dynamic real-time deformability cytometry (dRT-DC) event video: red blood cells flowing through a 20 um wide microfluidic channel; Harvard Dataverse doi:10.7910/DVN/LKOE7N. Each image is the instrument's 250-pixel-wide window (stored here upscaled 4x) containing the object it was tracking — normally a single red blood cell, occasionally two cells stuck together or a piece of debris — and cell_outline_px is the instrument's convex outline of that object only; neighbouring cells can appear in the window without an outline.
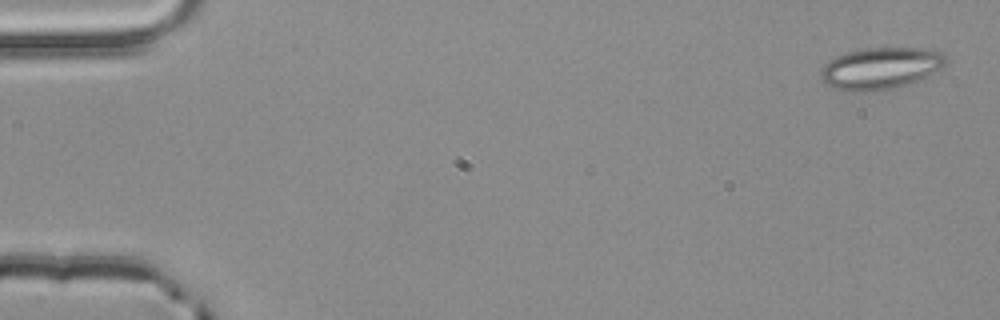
{"species": "common noctule bat (a hibernating species)", "species_latin": "Nyctalus noctula", "temperature_condition": "room temperature", "stored_images_in_passage": 3, "camera_frame_rate_fps": 3000, "um_per_image_px": 0.085, "animal": {"sex": "male", "body_mass_g": 20.4}, "frame": {"image": 1, "passage_image": 1, "time_ms": 0.0, "image_size_px": [1000, 320], "cell_outline_px": [[944, 64], [940, 68], [924, 80], [892, 88], [868, 92], [848, 92], [836, 88], [828, 84], [820, 76], [820, 68], [828, 60], [836, 56], [848, 52], [864, 48], [928, 48], [944, 52]], "centroid_in_image_um": [74.85, 5.81], "position_along_channel_um": 10.1, "area_um2": 30.69}}
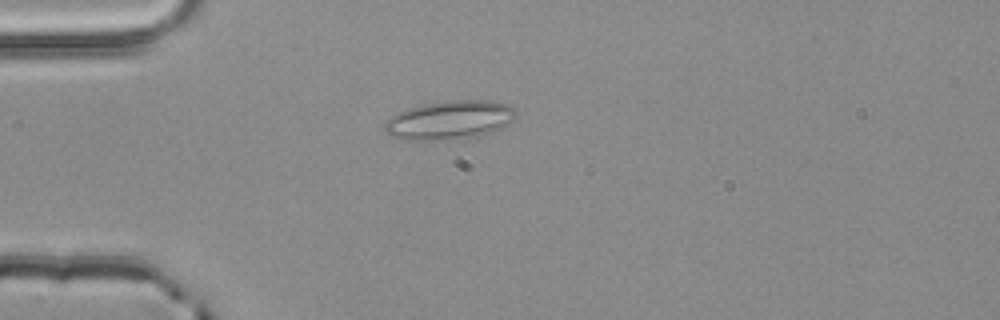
{"frame": {"image": 2, "passage_image": 3, "time_ms": 0.667, "image_size_px": [1000, 320], "cell_outline_px": [[516, 116], [512, 120], [500, 128], [476, 136], [444, 140], [404, 140], [392, 136], [384, 128], [384, 124], [392, 116], [408, 108], [428, 104], [452, 100], [488, 100], [508, 104], [516, 112]], "centroid_in_image_um": [38.22, 10.2], "position_along_channel_um": 46.8, "area_um2": 29.13}}